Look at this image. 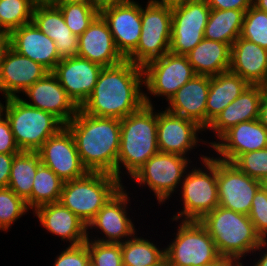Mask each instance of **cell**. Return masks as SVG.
<instances>
[{
  "label": "cell",
  "mask_w": 267,
  "mask_h": 266,
  "mask_svg": "<svg viewBox=\"0 0 267 266\" xmlns=\"http://www.w3.org/2000/svg\"><path fill=\"white\" fill-rule=\"evenodd\" d=\"M125 188L126 186L123 185L87 225V239L102 243H123L137 233V229L127 213L131 199ZM93 228L99 229L100 231L97 232H101L99 234L104 236L102 238L101 236L100 238L90 236L89 229Z\"/></svg>",
  "instance_id": "12"
},
{
  "label": "cell",
  "mask_w": 267,
  "mask_h": 266,
  "mask_svg": "<svg viewBox=\"0 0 267 266\" xmlns=\"http://www.w3.org/2000/svg\"><path fill=\"white\" fill-rule=\"evenodd\" d=\"M262 187L267 191V178H265L262 182Z\"/></svg>",
  "instance_id": "57"
},
{
  "label": "cell",
  "mask_w": 267,
  "mask_h": 266,
  "mask_svg": "<svg viewBox=\"0 0 267 266\" xmlns=\"http://www.w3.org/2000/svg\"><path fill=\"white\" fill-rule=\"evenodd\" d=\"M121 254L123 266H166L165 248L138 234L121 243Z\"/></svg>",
  "instance_id": "33"
},
{
  "label": "cell",
  "mask_w": 267,
  "mask_h": 266,
  "mask_svg": "<svg viewBox=\"0 0 267 266\" xmlns=\"http://www.w3.org/2000/svg\"><path fill=\"white\" fill-rule=\"evenodd\" d=\"M200 158L202 167L190 165L184 175L180 191L183 209L173 215V221H200L219 206L217 158L210 157V153L209 156L201 154Z\"/></svg>",
  "instance_id": "5"
},
{
  "label": "cell",
  "mask_w": 267,
  "mask_h": 266,
  "mask_svg": "<svg viewBox=\"0 0 267 266\" xmlns=\"http://www.w3.org/2000/svg\"><path fill=\"white\" fill-rule=\"evenodd\" d=\"M10 47L19 54L42 64L50 72L62 60L55 42L33 23L22 25L10 32Z\"/></svg>",
  "instance_id": "23"
},
{
  "label": "cell",
  "mask_w": 267,
  "mask_h": 266,
  "mask_svg": "<svg viewBox=\"0 0 267 266\" xmlns=\"http://www.w3.org/2000/svg\"><path fill=\"white\" fill-rule=\"evenodd\" d=\"M62 12L64 21L72 33L80 36L100 14V11L91 6L77 3H57Z\"/></svg>",
  "instance_id": "36"
},
{
  "label": "cell",
  "mask_w": 267,
  "mask_h": 266,
  "mask_svg": "<svg viewBox=\"0 0 267 266\" xmlns=\"http://www.w3.org/2000/svg\"><path fill=\"white\" fill-rule=\"evenodd\" d=\"M262 249H263V251H262ZM256 251H258L257 254H259V256H261V257H259V259L257 261H255V264L253 263V266H267V238H261L259 245L253 251V253L255 252L254 253L255 255H256ZM259 252H261V253H259ZM262 253H263V255H262ZM242 266H244V265H242Z\"/></svg>",
  "instance_id": "46"
},
{
  "label": "cell",
  "mask_w": 267,
  "mask_h": 266,
  "mask_svg": "<svg viewBox=\"0 0 267 266\" xmlns=\"http://www.w3.org/2000/svg\"><path fill=\"white\" fill-rule=\"evenodd\" d=\"M212 237L221 257L241 262L252 255L261 237L256 233L248 215L218 206L199 221Z\"/></svg>",
  "instance_id": "4"
},
{
  "label": "cell",
  "mask_w": 267,
  "mask_h": 266,
  "mask_svg": "<svg viewBox=\"0 0 267 266\" xmlns=\"http://www.w3.org/2000/svg\"><path fill=\"white\" fill-rule=\"evenodd\" d=\"M20 152L18 148L10 124L5 116L0 118V153L17 154Z\"/></svg>",
  "instance_id": "43"
},
{
  "label": "cell",
  "mask_w": 267,
  "mask_h": 266,
  "mask_svg": "<svg viewBox=\"0 0 267 266\" xmlns=\"http://www.w3.org/2000/svg\"><path fill=\"white\" fill-rule=\"evenodd\" d=\"M157 112V141L161 153L178 154L189 158L193 149L208 143L198 137L202 131L206 132L196 122L183 116L173 114L167 110ZM206 142V143H205Z\"/></svg>",
  "instance_id": "15"
},
{
  "label": "cell",
  "mask_w": 267,
  "mask_h": 266,
  "mask_svg": "<svg viewBox=\"0 0 267 266\" xmlns=\"http://www.w3.org/2000/svg\"><path fill=\"white\" fill-rule=\"evenodd\" d=\"M37 152L41 163L64 182L80 178L88 172L80 160L74 137L66 126L48 138Z\"/></svg>",
  "instance_id": "17"
},
{
  "label": "cell",
  "mask_w": 267,
  "mask_h": 266,
  "mask_svg": "<svg viewBox=\"0 0 267 266\" xmlns=\"http://www.w3.org/2000/svg\"><path fill=\"white\" fill-rule=\"evenodd\" d=\"M210 11L206 0H190L172 9L170 53L186 55L204 39Z\"/></svg>",
  "instance_id": "13"
},
{
  "label": "cell",
  "mask_w": 267,
  "mask_h": 266,
  "mask_svg": "<svg viewBox=\"0 0 267 266\" xmlns=\"http://www.w3.org/2000/svg\"><path fill=\"white\" fill-rule=\"evenodd\" d=\"M14 156L15 154L0 153V188L8 187Z\"/></svg>",
  "instance_id": "45"
},
{
  "label": "cell",
  "mask_w": 267,
  "mask_h": 266,
  "mask_svg": "<svg viewBox=\"0 0 267 266\" xmlns=\"http://www.w3.org/2000/svg\"><path fill=\"white\" fill-rule=\"evenodd\" d=\"M85 244L92 266H123L121 243H102L87 239Z\"/></svg>",
  "instance_id": "39"
},
{
  "label": "cell",
  "mask_w": 267,
  "mask_h": 266,
  "mask_svg": "<svg viewBox=\"0 0 267 266\" xmlns=\"http://www.w3.org/2000/svg\"><path fill=\"white\" fill-rule=\"evenodd\" d=\"M29 210L26 201L9 187L0 188V231L8 232L12 224Z\"/></svg>",
  "instance_id": "37"
},
{
  "label": "cell",
  "mask_w": 267,
  "mask_h": 266,
  "mask_svg": "<svg viewBox=\"0 0 267 266\" xmlns=\"http://www.w3.org/2000/svg\"><path fill=\"white\" fill-rule=\"evenodd\" d=\"M258 120L267 129V93L263 94Z\"/></svg>",
  "instance_id": "48"
},
{
  "label": "cell",
  "mask_w": 267,
  "mask_h": 266,
  "mask_svg": "<svg viewBox=\"0 0 267 266\" xmlns=\"http://www.w3.org/2000/svg\"><path fill=\"white\" fill-rule=\"evenodd\" d=\"M244 12L236 9H211L204 29V38L230 46L240 37Z\"/></svg>",
  "instance_id": "32"
},
{
  "label": "cell",
  "mask_w": 267,
  "mask_h": 266,
  "mask_svg": "<svg viewBox=\"0 0 267 266\" xmlns=\"http://www.w3.org/2000/svg\"><path fill=\"white\" fill-rule=\"evenodd\" d=\"M207 143L218 155L216 158L232 163L239 155L266 148L267 129L258 119L245 121L227 130L219 141Z\"/></svg>",
  "instance_id": "18"
},
{
  "label": "cell",
  "mask_w": 267,
  "mask_h": 266,
  "mask_svg": "<svg viewBox=\"0 0 267 266\" xmlns=\"http://www.w3.org/2000/svg\"><path fill=\"white\" fill-rule=\"evenodd\" d=\"M261 85H249L233 102L222 110L206 128L217 137L216 141L231 127L258 119L263 97Z\"/></svg>",
  "instance_id": "26"
},
{
  "label": "cell",
  "mask_w": 267,
  "mask_h": 266,
  "mask_svg": "<svg viewBox=\"0 0 267 266\" xmlns=\"http://www.w3.org/2000/svg\"><path fill=\"white\" fill-rule=\"evenodd\" d=\"M103 67L78 56L62 59L52 71L67 95L80 108L92 94Z\"/></svg>",
  "instance_id": "20"
},
{
  "label": "cell",
  "mask_w": 267,
  "mask_h": 266,
  "mask_svg": "<svg viewBox=\"0 0 267 266\" xmlns=\"http://www.w3.org/2000/svg\"><path fill=\"white\" fill-rule=\"evenodd\" d=\"M158 152L155 106L144 105L140 110L120 120V148L117 159V179L120 182L122 169H125V173L131 178Z\"/></svg>",
  "instance_id": "3"
},
{
  "label": "cell",
  "mask_w": 267,
  "mask_h": 266,
  "mask_svg": "<svg viewBox=\"0 0 267 266\" xmlns=\"http://www.w3.org/2000/svg\"><path fill=\"white\" fill-rule=\"evenodd\" d=\"M217 184L219 206L248 215L261 181L239 170L233 163L217 158Z\"/></svg>",
  "instance_id": "14"
},
{
  "label": "cell",
  "mask_w": 267,
  "mask_h": 266,
  "mask_svg": "<svg viewBox=\"0 0 267 266\" xmlns=\"http://www.w3.org/2000/svg\"><path fill=\"white\" fill-rule=\"evenodd\" d=\"M100 15L107 23L120 54L126 59L141 36V5L136 0L104 6Z\"/></svg>",
  "instance_id": "16"
},
{
  "label": "cell",
  "mask_w": 267,
  "mask_h": 266,
  "mask_svg": "<svg viewBox=\"0 0 267 266\" xmlns=\"http://www.w3.org/2000/svg\"><path fill=\"white\" fill-rule=\"evenodd\" d=\"M263 93H267V75L263 83L261 84Z\"/></svg>",
  "instance_id": "55"
},
{
  "label": "cell",
  "mask_w": 267,
  "mask_h": 266,
  "mask_svg": "<svg viewBox=\"0 0 267 266\" xmlns=\"http://www.w3.org/2000/svg\"><path fill=\"white\" fill-rule=\"evenodd\" d=\"M22 94L27 97L21 98L27 105L52 113L65 125L72 120L79 109L52 72L35 82Z\"/></svg>",
  "instance_id": "21"
},
{
  "label": "cell",
  "mask_w": 267,
  "mask_h": 266,
  "mask_svg": "<svg viewBox=\"0 0 267 266\" xmlns=\"http://www.w3.org/2000/svg\"><path fill=\"white\" fill-rule=\"evenodd\" d=\"M36 5H56L60 0H31Z\"/></svg>",
  "instance_id": "54"
},
{
  "label": "cell",
  "mask_w": 267,
  "mask_h": 266,
  "mask_svg": "<svg viewBox=\"0 0 267 266\" xmlns=\"http://www.w3.org/2000/svg\"><path fill=\"white\" fill-rule=\"evenodd\" d=\"M10 47V32L0 30V62Z\"/></svg>",
  "instance_id": "47"
},
{
  "label": "cell",
  "mask_w": 267,
  "mask_h": 266,
  "mask_svg": "<svg viewBox=\"0 0 267 266\" xmlns=\"http://www.w3.org/2000/svg\"><path fill=\"white\" fill-rule=\"evenodd\" d=\"M4 116L20 151L37 152L65 124L50 112L27 105L20 97L5 98Z\"/></svg>",
  "instance_id": "7"
},
{
  "label": "cell",
  "mask_w": 267,
  "mask_h": 266,
  "mask_svg": "<svg viewBox=\"0 0 267 266\" xmlns=\"http://www.w3.org/2000/svg\"><path fill=\"white\" fill-rule=\"evenodd\" d=\"M256 233L267 238V191L261 187L255 194L248 214Z\"/></svg>",
  "instance_id": "41"
},
{
  "label": "cell",
  "mask_w": 267,
  "mask_h": 266,
  "mask_svg": "<svg viewBox=\"0 0 267 266\" xmlns=\"http://www.w3.org/2000/svg\"><path fill=\"white\" fill-rule=\"evenodd\" d=\"M174 240L165 248L166 266H207L218 261L212 237L199 221H179Z\"/></svg>",
  "instance_id": "8"
},
{
  "label": "cell",
  "mask_w": 267,
  "mask_h": 266,
  "mask_svg": "<svg viewBox=\"0 0 267 266\" xmlns=\"http://www.w3.org/2000/svg\"><path fill=\"white\" fill-rule=\"evenodd\" d=\"M41 164L38 152L20 151L15 154L11 166L8 187L26 201L30 211L33 179Z\"/></svg>",
  "instance_id": "31"
},
{
  "label": "cell",
  "mask_w": 267,
  "mask_h": 266,
  "mask_svg": "<svg viewBox=\"0 0 267 266\" xmlns=\"http://www.w3.org/2000/svg\"><path fill=\"white\" fill-rule=\"evenodd\" d=\"M186 56L196 75L215 76L229 70L231 46L204 38Z\"/></svg>",
  "instance_id": "29"
},
{
  "label": "cell",
  "mask_w": 267,
  "mask_h": 266,
  "mask_svg": "<svg viewBox=\"0 0 267 266\" xmlns=\"http://www.w3.org/2000/svg\"><path fill=\"white\" fill-rule=\"evenodd\" d=\"M56 256L53 266H88L90 256L87 245L67 246Z\"/></svg>",
  "instance_id": "42"
},
{
  "label": "cell",
  "mask_w": 267,
  "mask_h": 266,
  "mask_svg": "<svg viewBox=\"0 0 267 266\" xmlns=\"http://www.w3.org/2000/svg\"><path fill=\"white\" fill-rule=\"evenodd\" d=\"M31 0H0V30L8 32L32 22Z\"/></svg>",
  "instance_id": "35"
},
{
  "label": "cell",
  "mask_w": 267,
  "mask_h": 266,
  "mask_svg": "<svg viewBox=\"0 0 267 266\" xmlns=\"http://www.w3.org/2000/svg\"><path fill=\"white\" fill-rule=\"evenodd\" d=\"M5 105L0 101V118L4 116Z\"/></svg>",
  "instance_id": "56"
},
{
  "label": "cell",
  "mask_w": 267,
  "mask_h": 266,
  "mask_svg": "<svg viewBox=\"0 0 267 266\" xmlns=\"http://www.w3.org/2000/svg\"><path fill=\"white\" fill-rule=\"evenodd\" d=\"M64 181L49 167L41 164L33 179L31 192V210L59 202Z\"/></svg>",
  "instance_id": "34"
},
{
  "label": "cell",
  "mask_w": 267,
  "mask_h": 266,
  "mask_svg": "<svg viewBox=\"0 0 267 266\" xmlns=\"http://www.w3.org/2000/svg\"><path fill=\"white\" fill-rule=\"evenodd\" d=\"M59 3H77L91 6L97 9V0H60Z\"/></svg>",
  "instance_id": "51"
},
{
  "label": "cell",
  "mask_w": 267,
  "mask_h": 266,
  "mask_svg": "<svg viewBox=\"0 0 267 266\" xmlns=\"http://www.w3.org/2000/svg\"><path fill=\"white\" fill-rule=\"evenodd\" d=\"M65 126L74 137L87 171L109 173L117 178L120 119L88 115L79 108Z\"/></svg>",
  "instance_id": "2"
},
{
  "label": "cell",
  "mask_w": 267,
  "mask_h": 266,
  "mask_svg": "<svg viewBox=\"0 0 267 266\" xmlns=\"http://www.w3.org/2000/svg\"><path fill=\"white\" fill-rule=\"evenodd\" d=\"M232 163L249 177L262 182L267 178V147L239 155Z\"/></svg>",
  "instance_id": "40"
},
{
  "label": "cell",
  "mask_w": 267,
  "mask_h": 266,
  "mask_svg": "<svg viewBox=\"0 0 267 266\" xmlns=\"http://www.w3.org/2000/svg\"><path fill=\"white\" fill-rule=\"evenodd\" d=\"M50 71L11 47L0 62V94L4 98L20 97L31 85L44 78Z\"/></svg>",
  "instance_id": "19"
},
{
  "label": "cell",
  "mask_w": 267,
  "mask_h": 266,
  "mask_svg": "<svg viewBox=\"0 0 267 266\" xmlns=\"http://www.w3.org/2000/svg\"><path fill=\"white\" fill-rule=\"evenodd\" d=\"M77 56L102 67L114 66L125 60L117 50L110 29L100 14L78 37Z\"/></svg>",
  "instance_id": "22"
},
{
  "label": "cell",
  "mask_w": 267,
  "mask_h": 266,
  "mask_svg": "<svg viewBox=\"0 0 267 266\" xmlns=\"http://www.w3.org/2000/svg\"><path fill=\"white\" fill-rule=\"evenodd\" d=\"M151 1L158 5L173 9L184 5L190 0H151Z\"/></svg>",
  "instance_id": "49"
},
{
  "label": "cell",
  "mask_w": 267,
  "mask_h": 266,
  "mask_svg": "<svg viewBox=\"0 0 267 266\" xmlns=\"http://www.w3.org/2000/svg\"><path fill=\"white\" fill-rule=\"evenodd\" d=\"M145 105L154 106L151 96L166 97V101L196 74L186 55L166 53L143 67ZM151 95L150 97L148 95Z\"/></svg>",
  "instance_id": "11"
},
{
  "label": "cell",
  "mask_w": 267,
  "mask_h": 266,
  "mask_svg": "<svg viewBox=\"0 0 267 266\" xmlns=\"http://www.w3.org/2000/svg\"><path fill=\"white\" fill-rule=\"evenodd\" d=\"M131 0H97V10L107 5L118 4V3H125Z\"/></svg>",
  "instance_id": "52"
},
{
  "label": "cell",
  "mask_w": 267,
  "mask_h": 266,
  "mask_svg": "<svg viewBox=\"0 0 267 266\" xmlns=\"http://www.w3.org/2000/svg\"><path fill=\"white\" fill-rule=\"evenodd\" d=\"M122 186L112 174L87 172L63 183L59 202L88 225Z\"/></svg>",
  "instance_id": "6"
},
{
  "label": "cell",
  "mask_w": 267,
  "mask_h": 266,
  "mask_svg": "<svg viewBox=\"0 0 267 266\" xmlns=\"http://www.w3.org/2000/svg\"><path fill=\"white\" fill-rule=\"evenodd\" d=\"M32 22L56 45L61 59L77 56L78 36L66 25L62 12L56 5H36Z\"/></svg>",
  "instance_id": "27"
},
{
  "label": "cell",
  "mask_w": 267,
  "mask_h": 266,
  "mask_svg": "<svg viewBox=\"0 0 267 266\" xmlns=\"http://www.w3.org/2000/svg\"><path fill=\"white\" fill-rule=\"evenodd\" d=\"M191 163L190 158L158 152L130 179L139 186H148L150 192L152 191L157 198L158 204H163L177 192V188H180L178 186H181Z\"/></svg>",
  "instance_id": "10"
},
{
  "label": "cell",
  "mask_w": 267,
  "mask_h": 266,
  "mask_svg": "<svg viewBox=\"0 0 267 266\" xmlns=\"http://www.w3.org/2000/svg\"><path fill=\"white\" fill-rule=\"evenodd\" d=\"M240 37L267 50V13L252 5L244 13Z\"/></svg>",
  "instance_id": "38"
},
{
  "label": "cell",
  "mask_w": 267,
  "mask_h": 266,
  "mask_svg": "<svg viewBox=\"0 0 267 266\" xmlns=\"http://www.w3.org/2000/svg\"><path fill=\"white\" fill-rule=\"evenodd\" d=\"M210 76L195 75L168 101L165 110L196 122L206 130V103Z\"/></svg>",
  "instance_id": "25"
},
{
  "label": "cell",
  "mask_w": 267,
  "mask_h": 266,
  "mask_svg": "<svg viewBox=\"0 0 267 266\" xmlns=\"http://www.w3.org/2000/svg\"><path fill=\"white\" fill-rule=\"evenodd\" d=\"M33 215L47 232L68 241L69 246H78L87 240V225L60 202L40 206Z\"/></svg>",
  "instance_id": "24"
},
{
  "label": "cell",
  "mask_w": 267,
  "mask_h": 266,
  "mask_svg": "<svg viewBox=\"0 0 267 266\" xmlns=\"http://www.w3.org/2000/svg\"><path fill=\"white\" fill-rule=\"evenodd\" d=\"M248 86L249 84L241 76L230 70L210 76L206 103V128Z\"/></svg>",
  "instance_id": "30"
},
{
  "label": "cell",
  "mask_w": 267,
  "mask_h": 266,
  "mask_svg": "<svg viewBox=\"0 0 267 266\" xmlns=\"http://www.w3.org/2000/svg\"><path fill=\"white\" fill-rule=\"evenodd\" d=\"M143 87L142 66L125 59L101 69L92 94L80 109L88 115L121 120L145 105Z\"/></svg>",
  "instance_id": "1"
},
{
  "label": "cell",
  "mask_w": 267,
  "mask_h": 266,
  "mask_svg": "<svg viewBox=\"0 0 267 266\" xmlns=\"http://www.w3.org/2000/svg\"><path fill=\"white\" fill-rule=\"evenodd\" d=\"M141 22L139 43L126 60L143 67L169 52L172 9L148 0L145 7L141 5Z\"/></svg>",
  "instance_id": "9"
},
{
  "label": "cell",
  "mask_w": 267,
  "mask_h": 266,
  "mask_svg": "<svg viewBox=\"0 0 267 266\" xmlns=\"http://www.w3.org/2000/svg\"><path fill=\"white\" fill-rule=\"evenodd\" d=\"M207 266H242V264L234 259L221 257L218 261Z\"/></svg>",
  "instance_id": "50"
},
{
  "label": "cell",
  "mask_w": 267,
  "mask_h": 266,
  "mask_svg": "<svg viewBox=\"0 0 267 266\" xmlns=\"http://www.w3.org/2000/svg\"><path fill=\"white\" fill-rule=\"evenodd\" d=\"M229 70L249 85H261L267 75V50L239 37L231 45Z\"/></svg>",
  "instance_id": "28"
},
{
  "label": "cell",
  "mask_w": 267,
  "mask_h": 266,
  "mask_svg": "<svg viewBox=\"0 0 267 266\" xmlns=\"http://www.w3.org/2000/svg\"><path fill=\"white\" fill-rule=\"evenodd\" d=\"M206 2L210 9H236L244 13L253 5V0H206Z\"/></svg>",
  "instance_id": "44"
},
{
  "label": "cell",
  "mask_w": 267,
  "mask_h": 266,
  "mask_svg": "<svg viewBox=\"0 0 267 266\" xmlns=\"http://www.w3.org/2000/svg\"><path fill=\"white\" fill-rule=\"evenodd\" d=\"M253 6L267 13V0H253Z\"/></svg>",
  "instance_id": "53"
}]
</instances>
